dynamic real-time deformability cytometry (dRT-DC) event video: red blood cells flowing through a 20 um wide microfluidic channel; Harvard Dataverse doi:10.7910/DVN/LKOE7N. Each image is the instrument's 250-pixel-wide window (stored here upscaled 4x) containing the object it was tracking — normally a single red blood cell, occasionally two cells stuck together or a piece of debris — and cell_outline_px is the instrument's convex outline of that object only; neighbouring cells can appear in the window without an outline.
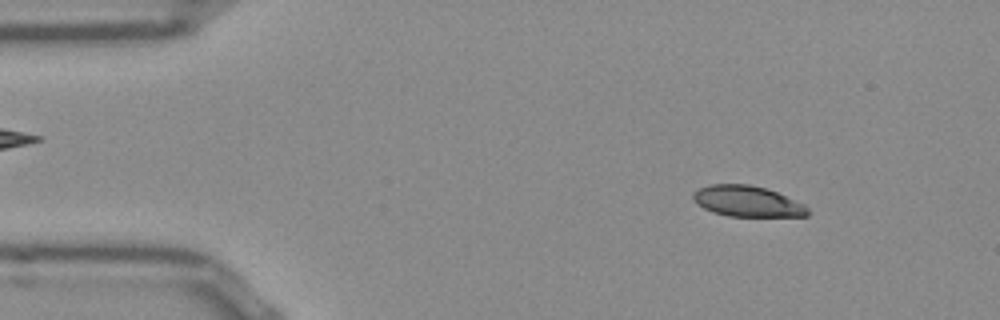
{"species": "Egyptian fruit bat (a non-hibernating species)", "species_latin": "Rousettus aegyptiacus", "temperature_condition": "room temperature", "stored_images_in_passage": 52, "camera_frame_rate_fps": 3000, "um_per_image_px": 0.085, "frame": {"image": 1, "passage_image": 6, "time_ms": 1.667, "image_size_px": [1000, 320], "cell_outline_px": [[808, 216], [728, 216], [712, 212], [704, 208], [692, 200], [692, 192], [700, 188], [712, 184], [748, 184], [764, 188], [776, 192], [804, 204], [808, 208]], "centroid_in_image_um": [63.49, 17.11], "position_along_channel_um": 21.5, "area_um2": 20.46}}
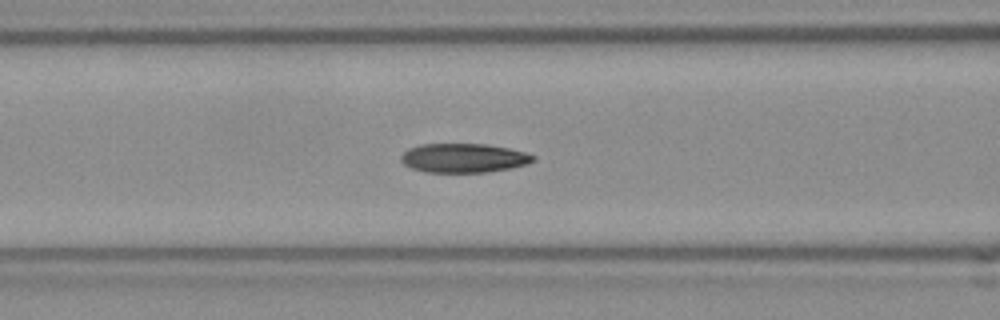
{"frame": {"image": 2, "passage_image": 20, "time_ms": 6.333, "image_size_px": [1000, 320], "cell_outline_px": [[536, 160], [524, 164], [508, 168], [488, 172], [424, 172], [412, 168], [404, 164], [400, 160], [400, 156], [408, 148], [420, 144], [488, 144], [508, 148], [524, 152], [536, 156]], "centroid_in_image_um": [39.37, 13.42], "position_along_channel_um": 127.2, "area_um2": 22.37}}
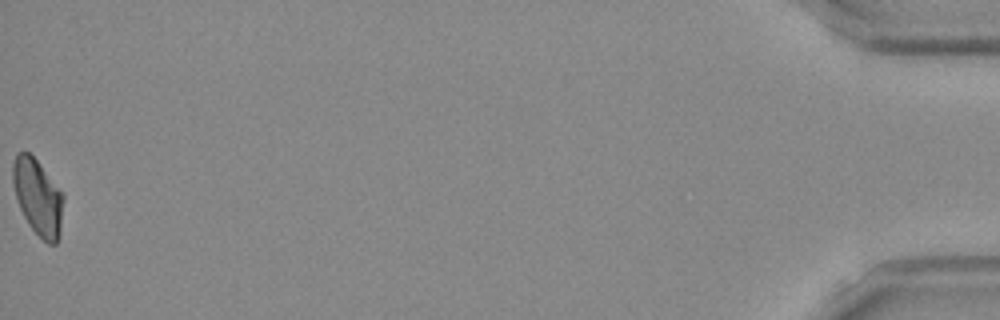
{"frame": {"image": 3, "passage_image": 52, "time_ms": 17.0, "image_size_px": [1000, 320], "cell_outline_px": [[64, 196], [60, 232], [56, 244], [48, 244], [28, 224], [16, 200], [12, 180], [12, 164], [16, 152], [28, 152], [36, 160]], "centroid_in_image_um": [3.19, 16.75], "position_along_channel_um": 432.0, "area_um2": 22.08}, "authors_computed_cell_mechanics": {"area_um2": 22.253, "velocity_mm_per_s": 3.8474, "shape_relaxation_time_tau1_ms": 8.1187, "shape_relaxation_time_tau2_ms": 3.4696, "deformation_change_tau1": 0.1994, "deformation_change_tau2": 0.0975}}